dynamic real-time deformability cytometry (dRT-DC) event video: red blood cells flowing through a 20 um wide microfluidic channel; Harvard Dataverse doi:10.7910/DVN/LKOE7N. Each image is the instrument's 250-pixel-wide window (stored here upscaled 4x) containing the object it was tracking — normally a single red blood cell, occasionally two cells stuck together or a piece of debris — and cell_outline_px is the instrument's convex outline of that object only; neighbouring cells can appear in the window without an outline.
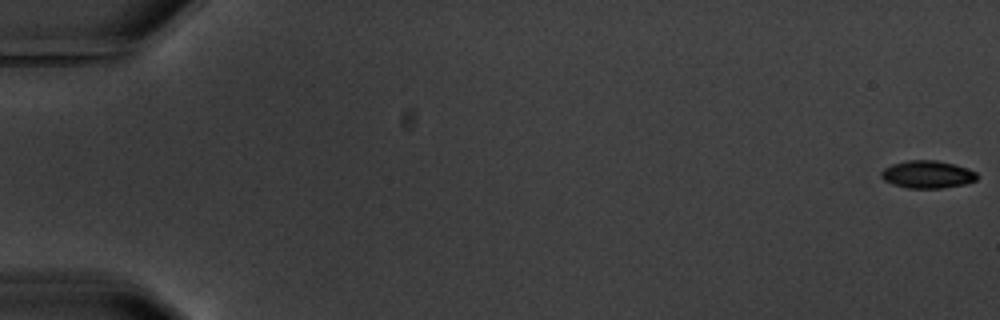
{"species": "common noctule bat (a hibernating species)", "species_latin": "Nyctalus noctula", "temperature_condition": "warm", "stored_images_in_passage": 7, "camera_frame_rate_fps": 3000, "um_per_image_px": 0.085, "animal": {"sex": "male", "body_mass_g": 20.1, "forearm_length_mm": 53.5}, "frame": {"image": 1, "passage_image": 1, "time_ms": 0.0, "image_size_px": [1000, 320], "cell_outline_px": [[976, 180], [964, 184], [940, 188], [908, 188], [892, 184], [884, 180], [880, 176], [880, 172], [884, 168], [892, 164], [908, 160], [936, 160], [956, 164], [976, 172]], "centroid_in_image_um": [78.8, 14.82], "position_along_channel_um": 6.2, "area_um2": 15.37}}
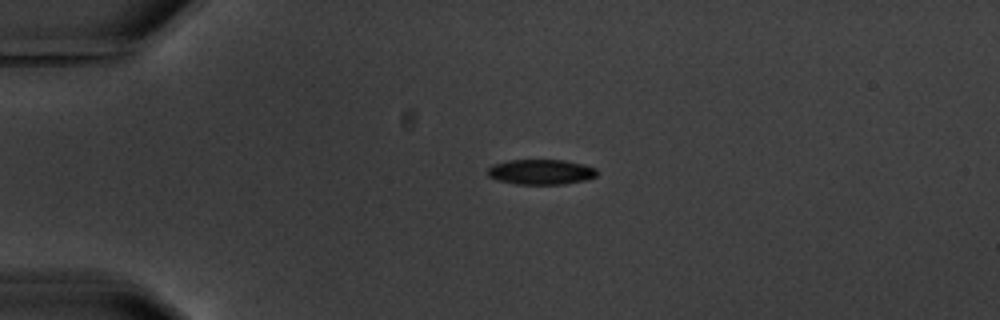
{"frame": {"image": 2, "passage_image": 5, "time_ms": 4.667, "image_size_px": [1000, 320], "cell_outline_px": [[596, 176], [584, 180], [564, 184], [516, 184], [496, 180], [488, 176], [488, 168], [492, 164], [508, 160], [564, 160], [584, 164], [596, 168]], "centroid_in_image_um": [45.95, 14.61], "position_along_channel_um": 39.1, "area_um2": 16.07}}
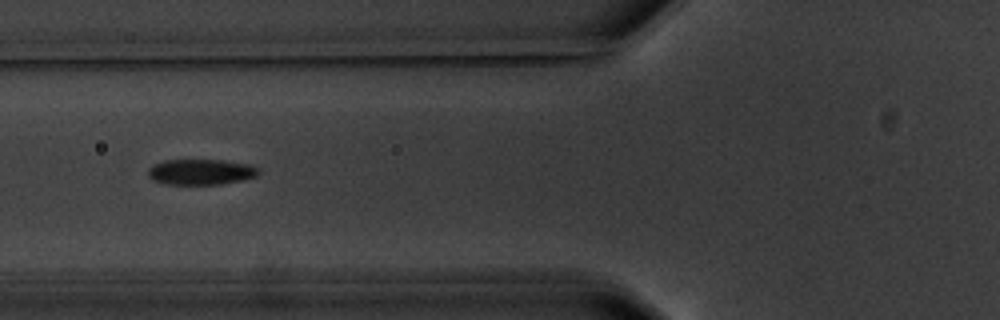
{"frame": {"image": 3, "passage_image": 7, "time_ms": 7.667, "image_size_px": [1000, 320], "cell_outline_px": [[260, 172], [256, 176], [240, 180], [220, 184], [168, 184], [152, 180], [148, 176], [148, 168], [152, 164], [164, 160], [224, 160], [252, 164], [260, 168]], "centroid_in_image_um": [17.08, 14.6], "position_along_channel_um": 108.7, "area_um2": 16.65}}